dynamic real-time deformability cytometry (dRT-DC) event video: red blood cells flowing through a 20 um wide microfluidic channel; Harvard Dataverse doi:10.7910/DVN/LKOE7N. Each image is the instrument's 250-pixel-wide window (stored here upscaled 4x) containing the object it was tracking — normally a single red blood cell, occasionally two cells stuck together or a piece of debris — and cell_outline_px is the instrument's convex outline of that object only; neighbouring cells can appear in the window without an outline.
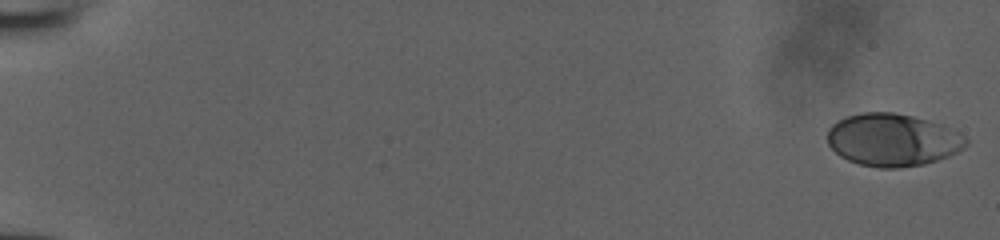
{"species": "human", "species_latin": "Homo sapiens", "temperature_condition": "room temperature", "stored_images_in_passage": 52, "camera_frame_rate_fps": 3000, "um_per_image_px": 0.085, "donor": {"sex": "male"}, "frame": {"image": 1, "passage_image": 1, "time_ms": 0.0, "image_size_px": [1000, 240], "cell_outline_px": [[968, 144], [964, 148], [948, 156], [924, 164], [900, 168], [880, 168], [860, 164], [848, 160], [840, 156], [828, 144], [828, 128], [832, 124], [848, 116], [864, 112], [896, 112], [944, 124], [960, 132], [968, 140]], "centroid_in_image_um": [75.91, 11.89], "position_along_channel_um": 9.1, "area_um2": 42.6}}
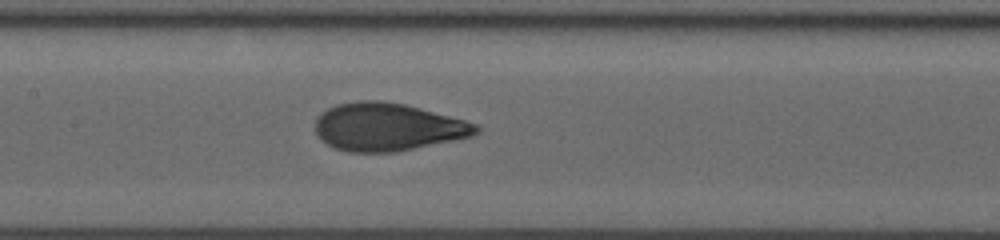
{"frame": {"image": 2, "passage_image": 28, "time_ms": 9.0, "image_size_px": [1000, 240], "cell_outline_px": [[480, 132], [472, 136], [396, 152], [348, 152], [336, 148], [320, 140], [316, 136], [316, 120], [320, 112], [336, 104], [356, 100], [384, 100], [404, 104], [420, 108], [464, 120], [476, 124], [480, 128]], "centroid_in_image_um": [32.91, 10.78], "position_along_channel_um": 174.5, "area_um2": 44.91}}
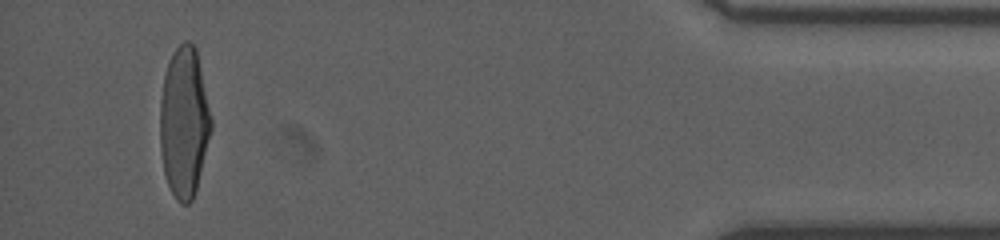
{"frame": {"image": 3, "passage_image": 50, "time_ms": 16.333, "image_size_px": [1000, 240], "cell_outline_px": [[212, 128], [196, 192], [192, 200], [188, 204], [180, 204], [176, 200], [168, 184], [164, 172], [160, 152], [160, 100], [164, 76], [168, 60], [172, 52], [184, 40], [188, 40], [196, 48], [212, 120]], "centroid_in_image_um": [15.64, 10.4], "position_along_channel_um": 419.6, "area_um2": 45.03}}